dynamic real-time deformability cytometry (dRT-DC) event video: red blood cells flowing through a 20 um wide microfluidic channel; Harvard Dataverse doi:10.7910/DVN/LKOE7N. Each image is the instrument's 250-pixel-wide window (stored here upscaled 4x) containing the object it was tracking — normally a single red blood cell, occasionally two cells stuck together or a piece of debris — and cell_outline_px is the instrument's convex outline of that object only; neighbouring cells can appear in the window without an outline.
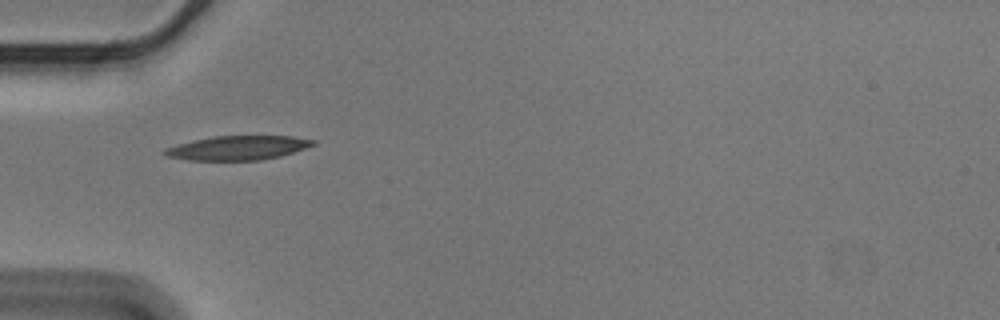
{"species": "Egyptian fruit bat (a non-hibernating species)", "species_latin": "Rousettus aegyptiacus", "temperature_condition": "cold", "stored_images_in_passage": 39, "camera_frame_rate_fps": 3000, "um_per_image_px": 0.085, "animal": {"sex": "male"}, "frame": {"image": 1, "passage_image": 1, "time_ms": 0.0, "image_size_px": [1000, 320], "cell_outline_px": [[316, 144], [280, 156], [260, 160], [188, 160], [168, 156], [160, 152], [164, 148], [212, 136], [292, 136], [316, 140]], "centroid_in_image_um": [20.21, 12.57], "position_along_channel_um": 64.8, "area_um2": 20.69}}
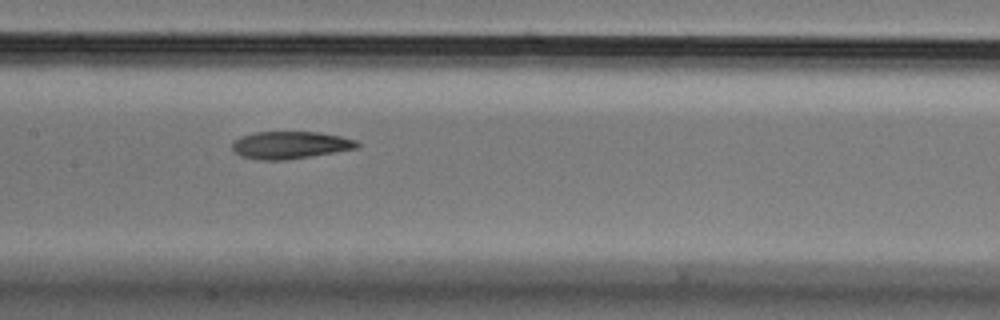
{"frame": {"image": 2, "passage_image": 11, "time_ms": 3.333, "image_size_px": [1000, 320], "cell_outline_px": [[360, 148], [336, 152], [284, 160], [256, 160], [240, 156], [232, 148], [232, 140], [240, 136], [256, 132], [320, 132], [340, 136], [356, 140], [360, 144]], "centroid_in_image_um": [24.66, 12.33], "position_along_channel_um": 182.7, "area_um2": 20.11}}
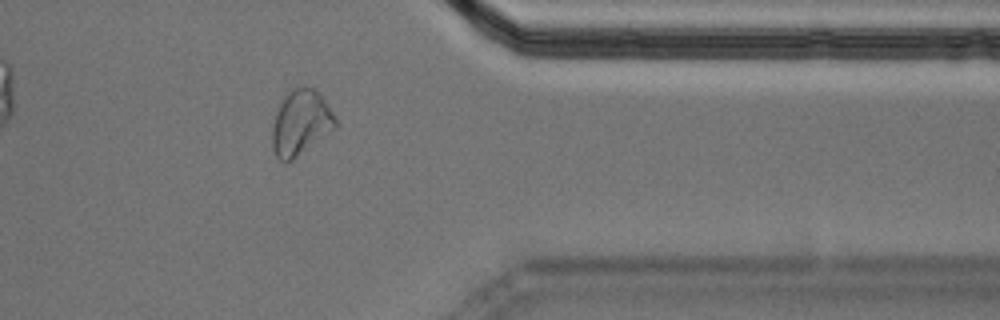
{"frame": {"image": 3, "passage_image": 29, "time_ms": 9.333, "image_size_px": [1000, 320], "cell_outline_px": [[336, 128], [292, 160], [284, 164], [276, 156], [272, 148], [272, 128], [276, 112], [288, 88], [304, 84], [316, 88], [332, 112], [336, 120]], "centroid_in_image_um": [25.54, 10.39], "position_along_channel_um": 385.9, "area_um2": 24.33}, "authors_computed_cell_mechanics": {"area_um2": 20.9236, "velocity_mm_per_s": 3.5667, "shape_relaxation_time_tau1_ms": 6.1296, "shape_relaxation_time_tau2_ms": 4.927, "deformation_change_tau1": 0.1831, "deformation_change_tau2": 0.1252}}